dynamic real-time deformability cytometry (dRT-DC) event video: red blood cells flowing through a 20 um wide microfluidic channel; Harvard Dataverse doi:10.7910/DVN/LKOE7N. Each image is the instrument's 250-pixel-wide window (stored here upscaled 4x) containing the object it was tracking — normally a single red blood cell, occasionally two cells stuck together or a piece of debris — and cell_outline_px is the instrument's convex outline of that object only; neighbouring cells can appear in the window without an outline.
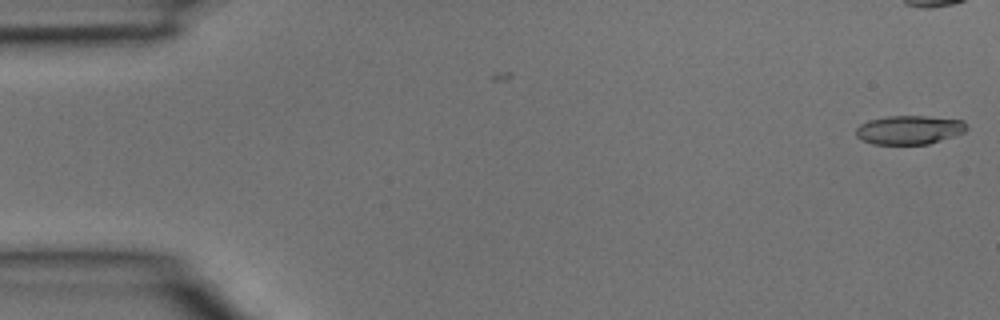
{"species": "common noctule bat (a hibernating species)", "species_latin": "Nyctalus noctula", "temperature_condition": "room temperature", "stored_images_in_passage": 6, "camera_frame_rate_fps": 3000, "um_per_image_px": 0.085, "animal": {"sex": "male", "body_mass_g": 15.6}, "frame": {"image": 1, "passage_image": 1, "time_ms": 0.0, "image_size_px": [1000, 320], "cell_outline_px": [[968, 128], [964, 132], [928, 144], [872, 144], [860, 140], [856, 136], [856, 128], [860, 124], [868, 120], [888, 116], [928, 116], [964, 120]], "centroid_in_image_um": [77.26, 11.03], "position_along_channel_um": 7.7, "area_um2": 18.67}}
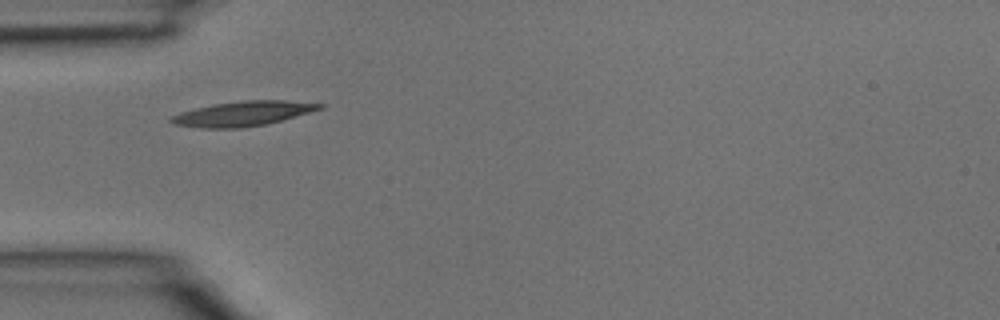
{"frame": {"image": 2, "passage_image": 5, "time_ms": 1.333, "image_size_px": [1000, 320], "cell_outline_px": [[324, 108], [280, 120], [264, 124], [240, 128], [204, 128], [176, 124], [168, 120], [172, 116], [180, 112], [196, 108], [216, 104], [244, 100], [284, 100], [324, 104]], "centroid_in_image_um": [20.65, 9.65], "position_along_channel_um": 64.4, "area_um2": 20.98}}